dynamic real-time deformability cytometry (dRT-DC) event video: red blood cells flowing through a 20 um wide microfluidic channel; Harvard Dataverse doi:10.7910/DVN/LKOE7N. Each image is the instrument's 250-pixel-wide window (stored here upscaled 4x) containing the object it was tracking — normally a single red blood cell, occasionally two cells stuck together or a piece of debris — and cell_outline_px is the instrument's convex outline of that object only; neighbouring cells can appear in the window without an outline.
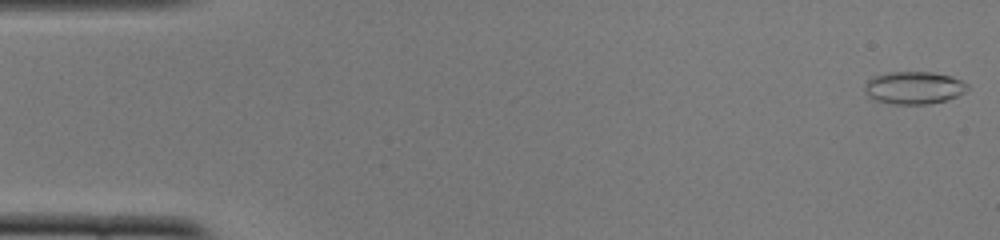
{"species": "common noctule bat (a hibernating species)", "species_latin": "Nyctalus noctula", "temperature_condition": "cold", "stored_images_in_passage": 14, "camera_frame_rate_fps": 3000, "um_per_image_px": 0.085, "animal": {"sex": "female", "body_mass_g": 22.0, "forearm_length_mm": 56.7}, "frame": {"image": 1, "passage_image": 1, "time_ms": 0.0, "image_size_px": [1000, 240], "cell_outline_px": [[968, 88], [964, 92], [956, 96], [944, 100], [928, 104], [892, 104], [872, 100], [864, 92], [864, 84], [872, 76], [888, 72], [932, 72], [948, 76], [960, 80], [968, 84]], "centroid_in_image_um": [77.61, 7.46], "position_along_channel_um": 7.4, "area_um2": 19.54}}